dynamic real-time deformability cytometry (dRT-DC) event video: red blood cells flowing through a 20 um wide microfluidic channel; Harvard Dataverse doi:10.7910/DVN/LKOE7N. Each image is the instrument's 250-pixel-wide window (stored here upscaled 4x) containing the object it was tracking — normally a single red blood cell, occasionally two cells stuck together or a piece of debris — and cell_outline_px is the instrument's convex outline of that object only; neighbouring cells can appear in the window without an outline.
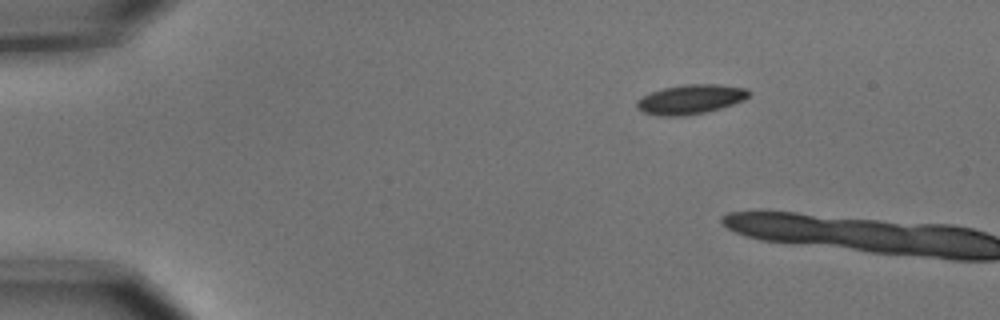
{"species": "common noctule bat (a hibernating species)", "species_latin": "Nyctalus noctula", "temperature_condition": "cold", "stored_images_in_passage": 2, "camera_frame_rate_fps": 3000, "um_per_image_px": 0.085, "animal": {"sex": "male", "body_mass_g": 15.6}, "frame": {"image": 1, "passage_image": 1, "time_ms": 0.0, "image_size_px": [1000, 320], "cell_outline_px": [[752, 92], [744, 100], [720, 108], [704, 112], [684, 116], [660, 116], [644, 112], [636, 108], [636, 100], [652, 92], [664, 88], [684, 84], [716, 84], [748, 88]], "centroid_in_image_um": [58.71, 8.44], "position_along_channel_um": 26.3, "area_um2": 19.19}}